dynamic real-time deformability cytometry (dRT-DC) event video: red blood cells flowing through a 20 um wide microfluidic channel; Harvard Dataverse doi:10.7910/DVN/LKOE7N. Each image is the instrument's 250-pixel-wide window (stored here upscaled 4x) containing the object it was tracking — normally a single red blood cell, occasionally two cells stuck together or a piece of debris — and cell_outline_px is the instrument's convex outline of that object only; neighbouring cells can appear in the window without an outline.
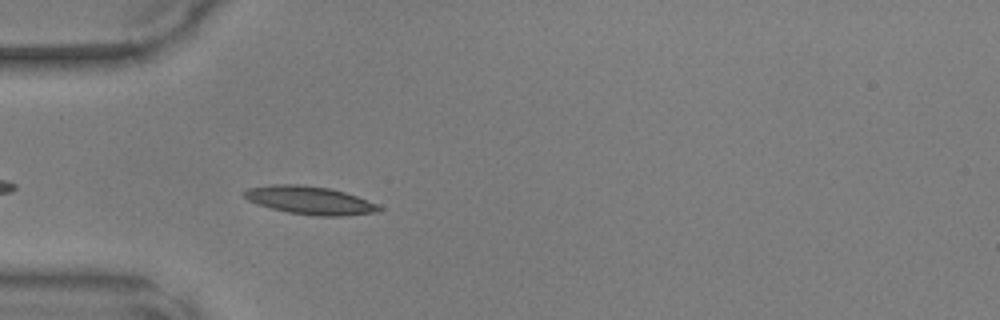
{"species": "common noctule bat (a hibernating species)", "species_latin": "Nyctalus noctula", "temperature_condition": "warm", "stored_images_in_passage": 29, "camera_frame_rate_fps": 3000, "um_per_image_px": 0.085, "animal": {"sex": "male", "body_mass_g": 17.9, "forearm_length_mm": 54.2}, "frame": {"image": 1, "passage_image": 3, "time_ms": 0.667, "image_size_px": [1000, 320], "cell_outline_px": [[384, 208], [380, 212], [340, 216], [316, 216], [288, 212], [256, 204], [248, 200], [240, 192], [248, 188], [268, 184], [300, 184], [332, 188], [356, 196], [376, 204]], "centroid_in_image_um": [26.31, 17.01], "position_along_channel_um": 58.7, "area_um2": 22.25}}
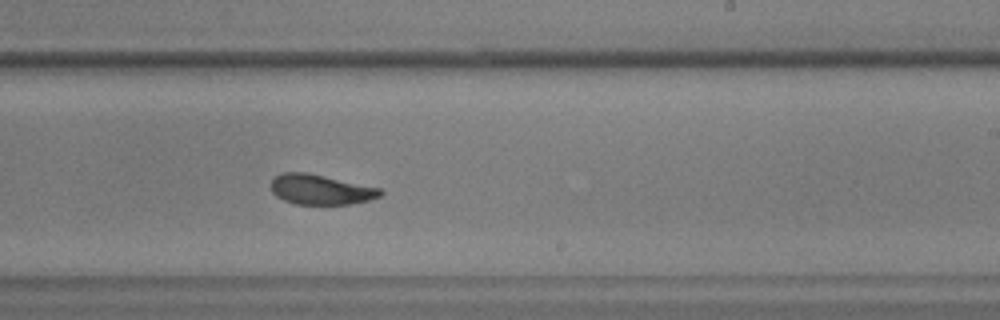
{"frame": {"image": 2, "passage_image": 18, "time_ms": 5.667, "image_size_px": [1000, 320], "cell_outline_px": [[384, 192], [380, 196], [368, 200], [352, 204], [296, 204], [284, 200], [276, 196], [272, 192], [272, 180], [280, 172], [308, 172], [380, 188]], "centroid_in_image_um": [27.25, 16.1], "position_along_channel_um": 261.7, "area_um2": 19.13}}
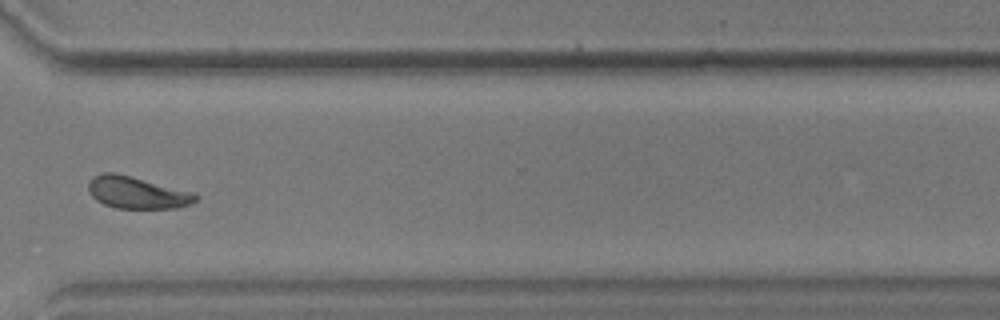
{"frame": {"image": 3, "passage_image": 25, "time_ms": 8.0, "image_size_px": [1000, 320], "cell_outline_px": [[200, 196], [196, 200], [188, 204], [176, 208], [116, 208], [104, 204], [96, 200], [88, 192], [88, 184], [92, 176], [104, 172], [112, 172], [196, 192]], "centroid_in_image_um": [11.64, 16.37], "position_along_channel_um": 359.0, "area_um2": 20.0}}